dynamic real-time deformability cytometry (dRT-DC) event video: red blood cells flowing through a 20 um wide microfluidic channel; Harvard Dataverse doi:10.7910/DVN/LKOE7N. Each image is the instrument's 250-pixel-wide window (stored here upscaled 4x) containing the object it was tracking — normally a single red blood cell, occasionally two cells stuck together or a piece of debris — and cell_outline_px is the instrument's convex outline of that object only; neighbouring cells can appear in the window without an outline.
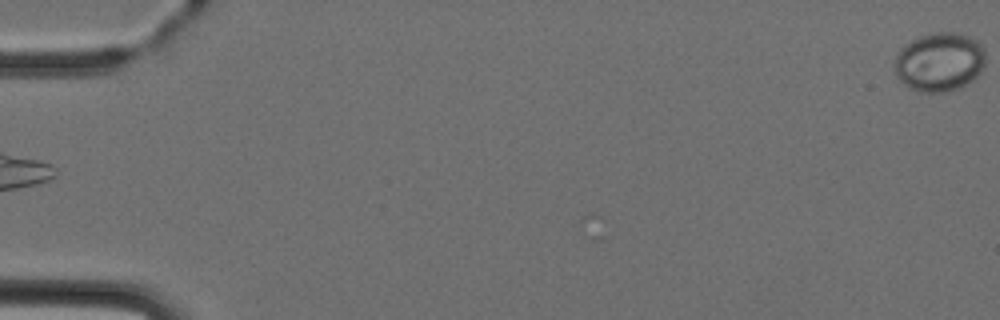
{"species": "Egyptian fruit bat (a non-hibernating species)", "species_latin": "Rousettus aegyptiacus", "temperature_condition": "cold", "stored_images_in_passage": 3, "camera_frame_rate_fps": 3000, "um_per_image_px": 0.085, "animal": {"sex": "female"}, "frame": {"image": 1, "passage_image": 3, "time_ms": 3.333, "image_size_px": [1000, 320], "cell_outline_px": [[984, 68], [972, 80], [956, 88], [944, 92], [924, 92], [908, 88], [896, 76], [896, 56], [900, 48], [912, 40], [920, 36], [932, 32], [952, 32], [968, 36], [976, 40], [984, 48]], "centroid_in_image_um": [79.85, 5.25], "position_along_channel_um": 5.2, "area_um2": 30.98}}